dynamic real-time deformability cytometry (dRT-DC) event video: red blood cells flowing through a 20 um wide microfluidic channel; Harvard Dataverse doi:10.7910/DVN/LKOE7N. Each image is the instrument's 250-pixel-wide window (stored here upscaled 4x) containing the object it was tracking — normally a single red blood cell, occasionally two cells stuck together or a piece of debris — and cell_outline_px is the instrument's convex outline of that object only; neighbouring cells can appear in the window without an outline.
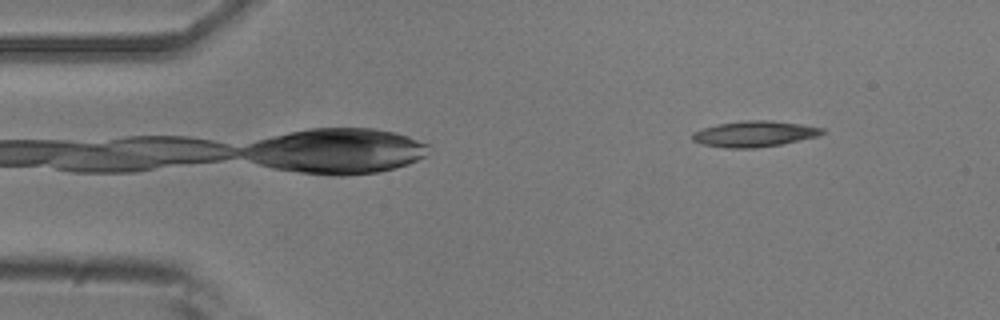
{"species": "common noctule bat (a hibernating species)", "species_latin": "Nyctalus noctula", "temperature_condition": "room temperature", "stored_images_in_passage": 2, "camera_frame_rate_fps": 3000, "um_per_image_px": 0.085, "animal": {"sex": "male", "body_mass_g": 20.5, "forearm_length_mm": 52.5}, "frame": {"image": 1, "passage_image": 2, "time_ms": 0.333, "image_size_px": [1000, 320], "cell_outline_px": [[828, 132], [816, 136], [800, 140], [780, 144], [756, 148], [724, 148], [704, 144], [692, 140], [692, 132], [716, 124], [744, 120], [768, 120], [800, 124], [824, 128]], "centroid_in_image_um": [64.12, 11.37], "position_along_channel_um": 20.9, "area_um2": 19.54}}